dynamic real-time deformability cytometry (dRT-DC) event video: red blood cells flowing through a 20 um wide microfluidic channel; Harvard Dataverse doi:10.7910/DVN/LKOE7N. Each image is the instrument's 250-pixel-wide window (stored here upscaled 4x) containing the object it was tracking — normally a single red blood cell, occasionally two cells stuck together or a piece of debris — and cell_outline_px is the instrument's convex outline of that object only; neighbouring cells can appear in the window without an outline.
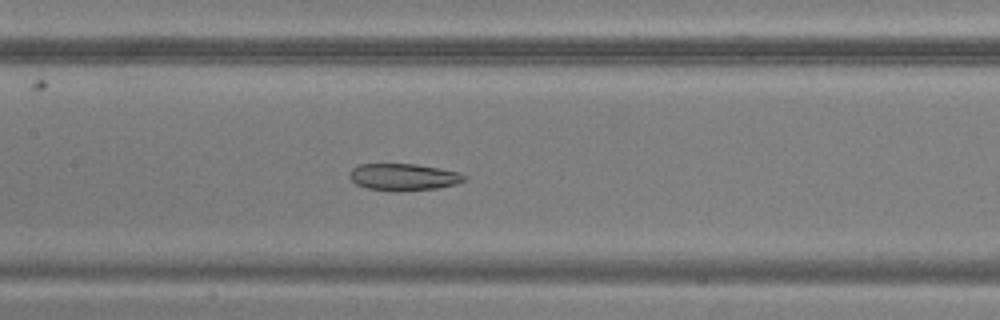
{"species": "common noctule bat (a hibernating species)", "species_latin": "Nyctalus noctula", "temperature_condition": "warm", "stored_images_in_passage": 49, "camera_frame_rate_fps": 3000, "um_per_image_px": 0.085, "animal": {"sex": "male", "body_mass_g": 20.5, "forearm_length_mm": 52.5}, "frame": {"image": 1, "passage_image": 23, "time_ms": 7.333, "image_size_px": [1000, 320], "cell_outline_px": [[468, 180], [456, 184], [440, 188], [396, 192], [392, 192], [368, 188], [356, 184], [348, 176], [348, 172], [352, 168], [360, 164], [416, 164], [440, 168], [460, 172], [468, 176]], "centroid_in_image_um": [34.34, 15.05], "position_along_channel_um": 173.1, "area_um2": 18.44}}
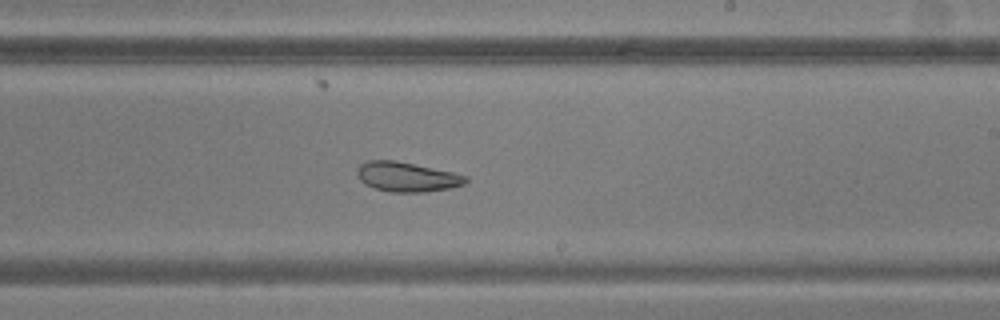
{"frame": {"image": 2, "passage_image": 29, "time_ms": 9.333, "image_size_px": [1000, 320], "cell_outline_px": [[468, 180], [464, 184], [448, 188], [424, 192], [392, 192], [376, 188], [364, 184], [360, 180], [356, 172], [360, 164], [368, 160], [396, 160], [452, 172], [468, 176]], "centroid_in_image_um": [34.57, 15.02], "position_along_channel_um": 254.4, "area_um2": 18.67}}
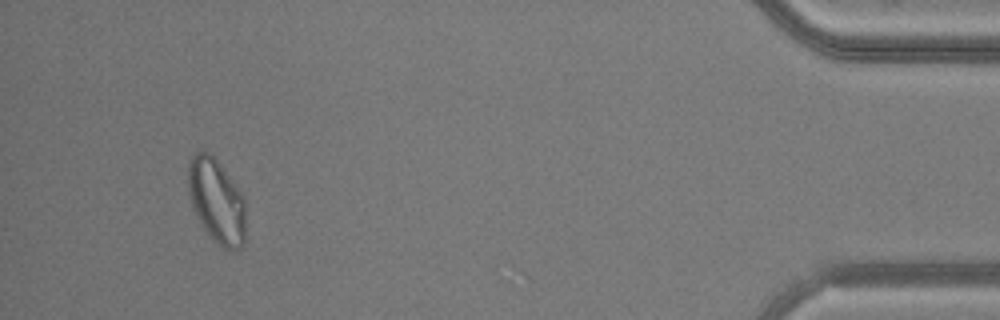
{"frame": {"image": 3, "passage_image": 46, "time_ms": 15.0, "image_size_px": [1000, 320], "cell_outline_px": [[244, 244], [240, 248], [228, 252], [216, 244], [212, 240], [200, 224], [192, 208], [188, 196], [188, 164], [192, 152], [208, 152], [220, 164], [244, 196]], "centroid_in_image_um": [18.38, 17.12], "position_along_channel_um": 416.8, "area_um2": 28.67}}